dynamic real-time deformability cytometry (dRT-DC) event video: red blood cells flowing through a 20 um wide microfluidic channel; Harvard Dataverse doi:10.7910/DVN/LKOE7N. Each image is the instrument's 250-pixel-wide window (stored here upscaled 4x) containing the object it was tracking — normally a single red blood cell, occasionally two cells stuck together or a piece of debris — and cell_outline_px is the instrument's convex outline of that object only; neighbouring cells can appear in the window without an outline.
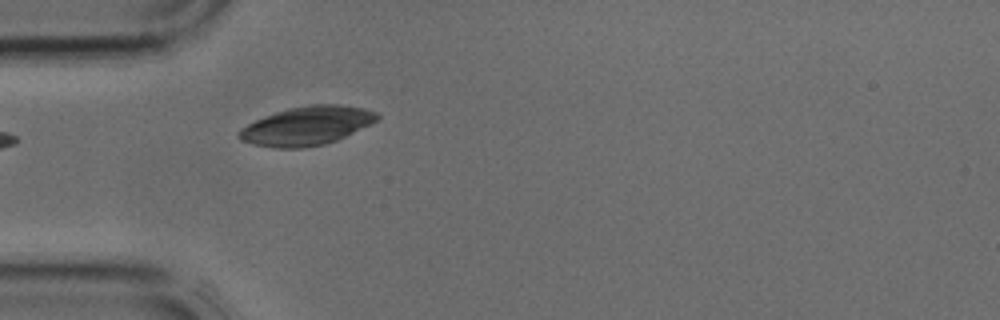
{"species": "common noctule bat (a hibernating species)", "species_latin": "Nyctalus noctula", "temperature_condition": "cold", "stored_images_in_passage": 3, "camera_frame_rate_fps": 3000, "um_per_image_px": 0.085, "animal": {"sex": "male", "body_mass_g": 17.9, "forearm_length_mm": 54.2}, "frame": {"image": 1, "passage_image": 3, "time_ms": 0.667, "image_size_px": [1000, 320], "cell_outline_px": [[380, 116], [376, 120], [336, 140], [324, 144], [304, 148], [276, 148], [252, 144], [240, 140], [236, 136], [236, 132], [240, 128], [264, 116], [288, 108], [308, 104], [336, 104], [364, 108], [376, 112]], "centroid_in_image_um": [26.0, 10.69], "position_along_channel_um": 59.0, "area_um2": 30.98}}